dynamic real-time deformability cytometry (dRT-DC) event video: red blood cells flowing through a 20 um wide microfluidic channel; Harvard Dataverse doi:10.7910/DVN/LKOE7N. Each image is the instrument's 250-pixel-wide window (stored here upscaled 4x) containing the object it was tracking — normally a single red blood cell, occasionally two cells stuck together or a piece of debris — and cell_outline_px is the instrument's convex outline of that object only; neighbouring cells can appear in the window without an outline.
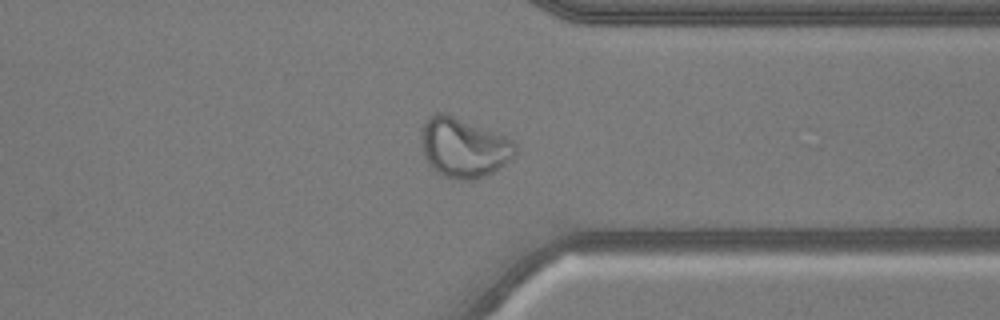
{"species": "common noctule bat (a hibernating species)", "species_latin": "Nyctalus noctula", "temperature_condition": "warm", "stored_images_in_passage": 43, "camera_frame_rate_fps": 3000, "um_per_image_px": 0.085, "animal": {"sex": "male", "body_mass_g": 20.5, "forearm_length_mm": 52.5}, "frame": {"image": 1, "passage_image": 31, "time_ms": 10.0, "image_size_px": [1000, 320], "cell_outline_px": [[516, 156], [492, 172], [484, 176], [472, 180], [460, 180], [440, 176], [428, 164], [424, 156], [420, 132], [420, 128], [436, 112], [444, 112], [504, 136], [512, 140], [516, 144]], "centroid_in_image_um": [39.39, 12.56], "position_along_channel_um": 372.0, "area_um2": 32.6}}
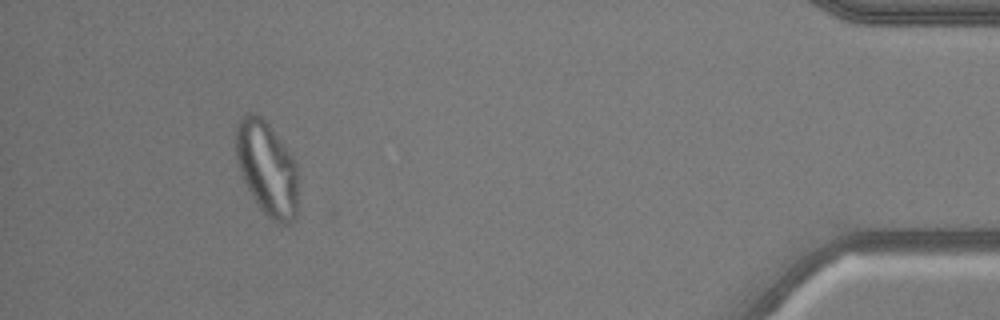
{"frame": {"image": 2, "passage_image": 39, "time_ms": 12.667, "image_size_px": [1000, 320], "cell_outline_px": [[296, 216], [288, 224], [280, 224], [272, 220], [260, 208], [252, 196], [240, 172], [236, 156], [236, 124], [248, 112], [252, 112], [260, 116], [268, 124], [292, 156], [296, 164]], "centroid_in_image_um": [22.67, 14.31], "position_along_channel_um": 412.5, "area_um2": 33.52}}